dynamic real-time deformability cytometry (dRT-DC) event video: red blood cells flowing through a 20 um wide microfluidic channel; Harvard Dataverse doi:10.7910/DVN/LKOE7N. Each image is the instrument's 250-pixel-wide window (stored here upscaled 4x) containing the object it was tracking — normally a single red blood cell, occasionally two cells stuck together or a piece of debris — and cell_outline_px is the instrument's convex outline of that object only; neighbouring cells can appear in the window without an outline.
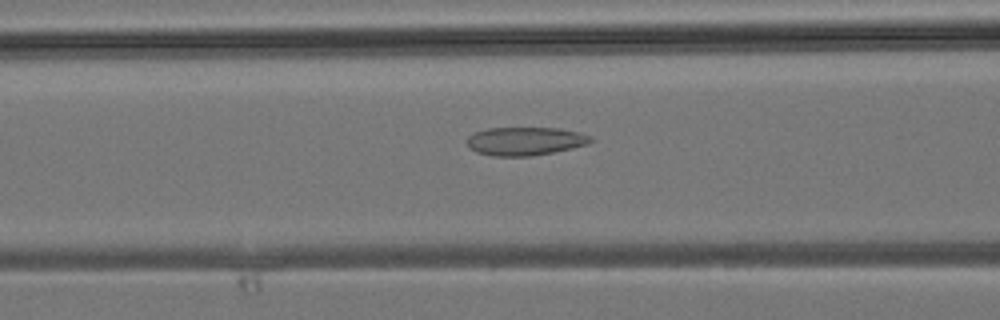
{"species": "common noctule bat (a hibernating species)", "species_latin": "Nyctalus noctula", "temperature_condition": "room temperature", "stored_images_in_passage": 31, "camera_frame_rate_fps": 3000, "um_per_image_px": 0.085, "animal": {"sex": "male", "body_mass_g": 19.2, "forearm_length_mm": 51.8}, "frame": {"image": 1, "passage_image": 9, "time_ms": 2.667, "image_size_px": [1000, 320], "cell_outline_px": [[596, 140], [588, 144], [572, 148], [532, 156], [492, 156], [476, 152], [468, 148], [468, 136], [476, 132], [488, 128], [560, 128], [580, 132], [592, 136]], "centroid_in_image_um": [44.68, 12.0], "position_along_channel_um": 121.9, "area_um2": 20.58}}
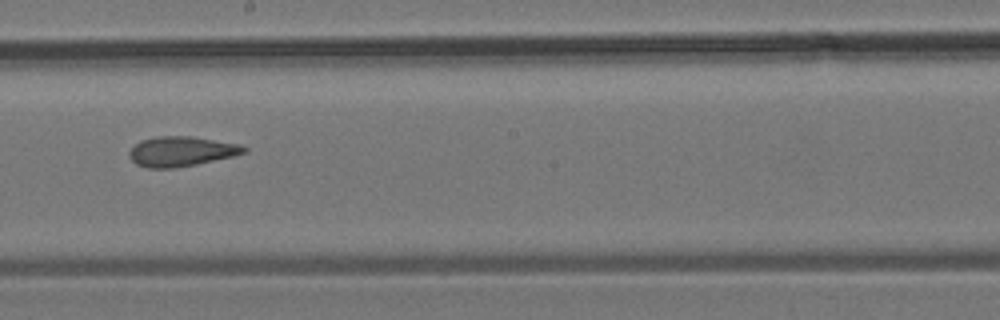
{"frame": {"image": 2, "passage_image": 15, "time_ms": 4.667, "image_size_px": [1000, 320], "cell_outline_px": [[248, 152], [232, 156], [196, 164], [176, 168], [148, 168], [136, 164], [128, 156], [128, 152], [140, 140], [156, 136], [192, 136], [240, 144], [248, 148]], "centroid_in_image_um": [15.4, 12.86], "position_along_channel_um": 232.8, "area_um2": 20.06}}
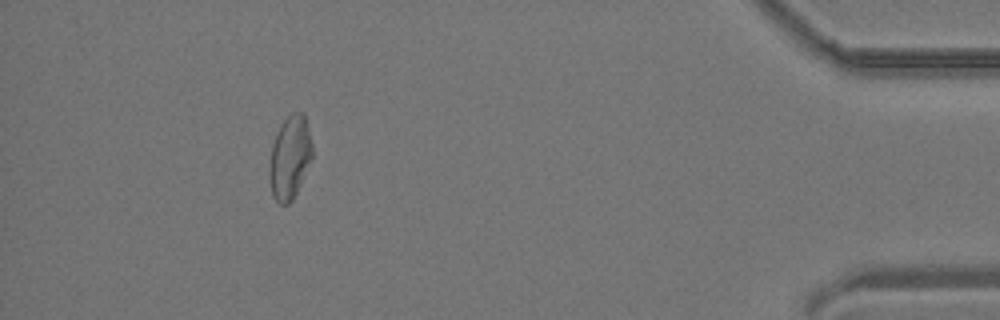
{"frame": {"image": 3, "passage_image": 28, "time_ms": 9.0, "image_size_px": [1000, 320], "cell_outline_px": [[312, 156], [300, 184], [292, 200], [288, 204], [280, 204], [272, 196], [268, 180], [268, 168], [272, 144], [276, 132], [280, 124], [292, 112], [304, 112], [312, 144]], "centroid_in_image_um": [24.6, 13.38], "position_along_channel_um": 410.6, "area_um2": 20.92}}